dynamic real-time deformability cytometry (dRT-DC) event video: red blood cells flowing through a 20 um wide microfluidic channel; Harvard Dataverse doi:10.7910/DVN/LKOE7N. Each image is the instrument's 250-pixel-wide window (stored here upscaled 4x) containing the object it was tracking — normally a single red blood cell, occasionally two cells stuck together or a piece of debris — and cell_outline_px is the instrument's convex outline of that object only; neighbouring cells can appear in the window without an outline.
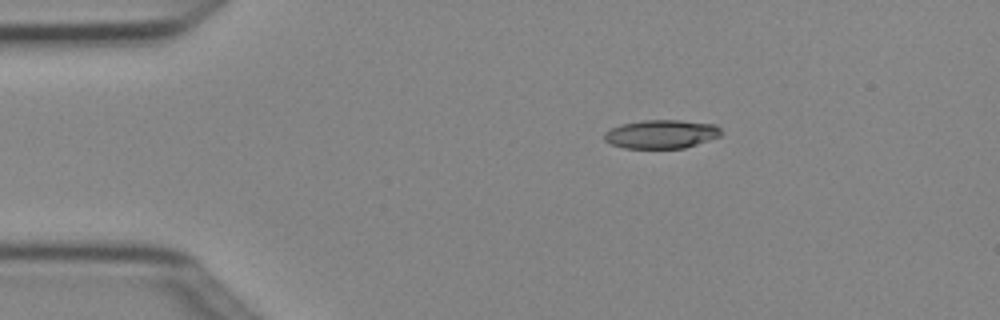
{"species": "Egyptian fruit bat (a non-hibernating species)", "species_latin": "Rousettus aegyptiacus", "temperature_condition": "cold", "stored_images_in_passage": 5, "camera_frame_rate_fps": 3000, "um_per_image_px": 0.085, "animal": {"sex": "female"}, "frame": {"image": 1, "passage_image": 5, "time_ms": 1.333, "image_size_px": [1000, 320], "cell_outline_px": [[720, 136], [684, 148], [624, 148], [612, 144], [604, 140], [604, 132], [620, 124], [640, 120], [680, 120], [716, 124], [720, 128]], "centroid_in_image_um": [56.19, 11.39], "position_along_channel_um": 28.8, "area_um2": 19.48}}